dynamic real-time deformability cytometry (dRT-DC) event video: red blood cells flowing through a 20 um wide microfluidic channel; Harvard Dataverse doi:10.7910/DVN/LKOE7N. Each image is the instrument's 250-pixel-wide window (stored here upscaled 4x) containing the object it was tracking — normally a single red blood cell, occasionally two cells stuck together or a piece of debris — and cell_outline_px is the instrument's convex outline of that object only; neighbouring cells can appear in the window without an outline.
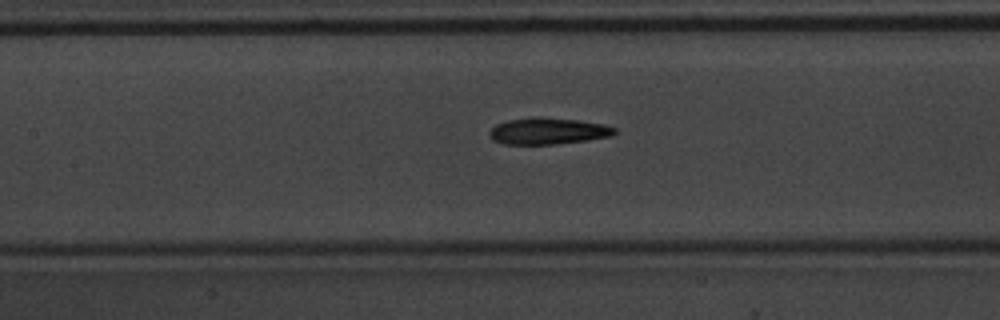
{"species": "common noctule bat (a hibernating species)", "species_latin": "Nyctalus noctula", "temperature_condition": "warm", "stored_images_in_passage": 43, "camera_frame_rate_fps": 3000, "um_per_image_px": 0.085, "animal": {"sex": "male", "body_mass_g": 20.1, "forearm_length_mm": 53.5}, "frame": {"image": 1, "passage_image": 25, "time_ms": 8.0, "image_size_px": [1000, 320], "cell_outline_px": [[616, 132], [612, 136], [588, 140], [556, 144], [504, 144], [492, 140], [488, 136], [488, 132], [496, 124], [508, 120], [540, 116], [576, 120], [604, 124], [616, 128]], "centroid_in_image_um": [46.56, 11.14], "position_along_channel_um": 160.8, "area_um2": 19.48}}
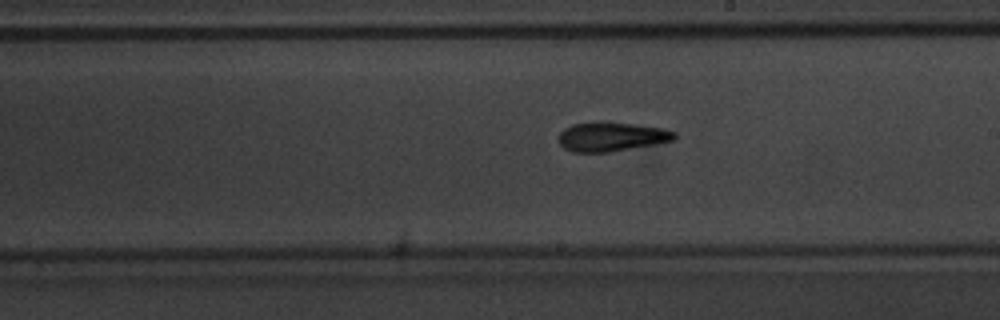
{"frame": {"image": 2, "passage_image": 31, "time_ms": 10.0, "image_size_px": [1000, 320], "cell_outline_px": [[676, 140], [608, 152], [572, 152], [564, 148], [560, 144], [560, 132], [564, 128], [572, 124], [596, 120], [600, 120], [636, 124], [664, 128], [676, 132]], "centroid_in_image_um": [51.97, 11.59], "position_along_channel_um": 237.0, "area_um2": 20.0}}